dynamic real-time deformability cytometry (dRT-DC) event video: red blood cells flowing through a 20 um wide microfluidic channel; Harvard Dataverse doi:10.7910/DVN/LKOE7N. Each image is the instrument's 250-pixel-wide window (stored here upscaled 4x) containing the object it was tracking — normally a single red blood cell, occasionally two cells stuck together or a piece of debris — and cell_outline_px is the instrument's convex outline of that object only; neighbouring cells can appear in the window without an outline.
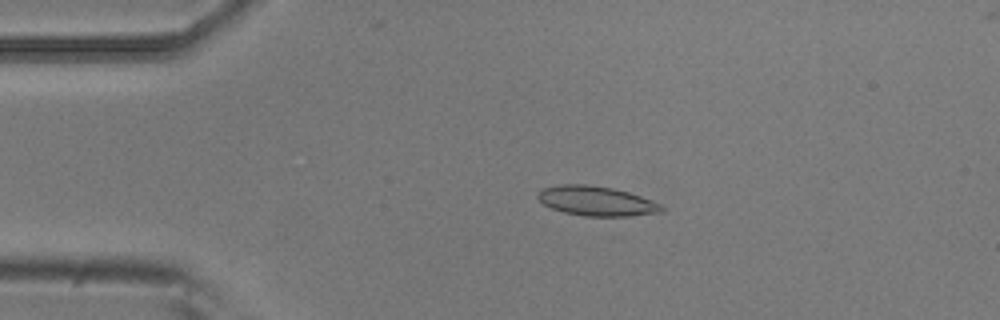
{"species": "common noctule bat (a hibernating species)", "species_latin": "Nyctalus noctula", "temperature_condition": "room temperature", "stored_images_in_passage": 5, "camera_frame_rate_fps": 3000, "um_per_image_px": 0.085, "animal": {"sex": "male", "body_mass_g": 20.5, "forearm_length_mm": 52.5}, "frame": {"image": 1, "passage_image": 3, "time_ms": 0.667, "image_size_px": [1000, 320], "cell_outline_px": [[664, 212], [628, 216], [584, 216], [564, 212], [552, 208], [544, 204], [536, 196], [544, 188], [560, 184], [588, 184], [612, 188], [628, 192], [652, 200], [660, 204], [664, 208]], "centroid_in_image_um": [50.72, 17.09], "position_along_channel_um": 34.3, "area_um2": 21.27}}